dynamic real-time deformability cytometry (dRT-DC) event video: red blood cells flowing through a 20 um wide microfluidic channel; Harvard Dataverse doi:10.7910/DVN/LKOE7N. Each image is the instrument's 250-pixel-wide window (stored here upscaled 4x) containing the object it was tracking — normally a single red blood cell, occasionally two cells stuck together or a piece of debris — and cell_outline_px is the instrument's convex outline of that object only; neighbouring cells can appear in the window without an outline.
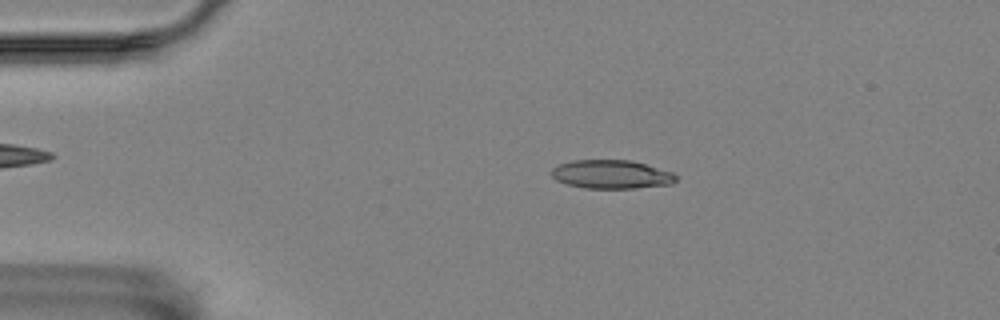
{"species": "Egyptian fruit bat (a non-hibernating species)", "species_latin": "Rousettus aegyptiacus", "temperature_condition": "room temperature", "stored_images_in_passage": 52, "camera_frame_rate_fps": 3000, "um_per_image_px": 0.085, "animal": {"sex": "female"}, "frame": {"image": 1, "passage_image": 7, "time_ms": 2.0, "image_size_px": [1000, 320], "cell_outline_px": [[676, 180], [672, 184], [636, 188], [584, 188], [568, 184], [556, 180], [552, 176], [552, 168], [560, 164], [572, 160], [632, 160], [672, 172], [676, 176]], "centroid_in_image_um": [51.97, 14.82], "position_along_channel_um": 33.0, "area_um2": 20.69}}
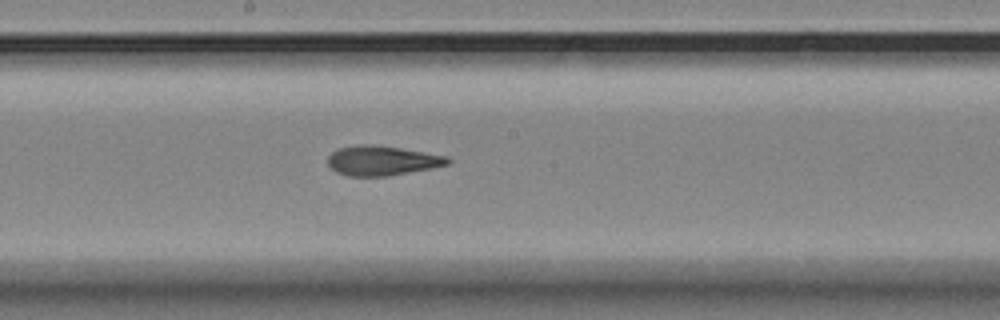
{"frame": {"image": 2, "passage_image": 26, "time_ms": 8.333, "image_size_px": [1000, 320], "cell_outline_px": [[452, 160], [448, 164], [432, 168], [388, 176], [348, 176], [336, 172], [328, 164], [328, 156], [332, 152], [340, 148], [360, 144], [372, 144], [400, 148], [448, 156]], "centroid_in_image_um": [32.48, 13.65], "position_along_channel_um": 215.7, "area_um2": 20.69}}
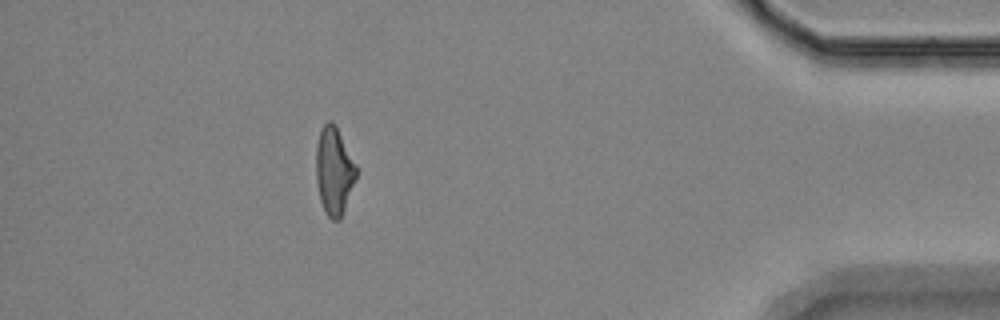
{"frame": {"image": 3, "passage_image": 46, "time_ms": 15.0, "image_size_px": [1000, 320], "cell_outline_px": [[356, 176], [340, 220], [332, 220], [328, 216], [320, 200], [316, 180], [316, 144], [320, 128], [328, 120], [332, 120], [336, 124], [356, 164]], "centroid_in_image_um": [28.37, 14.46], "position_along_channel_um": 406.8, "area_um2": 20.52}, "authors_computed_cell_mechanics": {"area_um2": 20.6635, "velocity_mm_per_s": 3.5626, "shape_relaxation_time_tau1_ms": 8.9173, "shape_relaxation_time_tau2_ms": 3.3182, "deformation_change_tau1": 0.2213, "deformation_change_tau2": 0.1161}}